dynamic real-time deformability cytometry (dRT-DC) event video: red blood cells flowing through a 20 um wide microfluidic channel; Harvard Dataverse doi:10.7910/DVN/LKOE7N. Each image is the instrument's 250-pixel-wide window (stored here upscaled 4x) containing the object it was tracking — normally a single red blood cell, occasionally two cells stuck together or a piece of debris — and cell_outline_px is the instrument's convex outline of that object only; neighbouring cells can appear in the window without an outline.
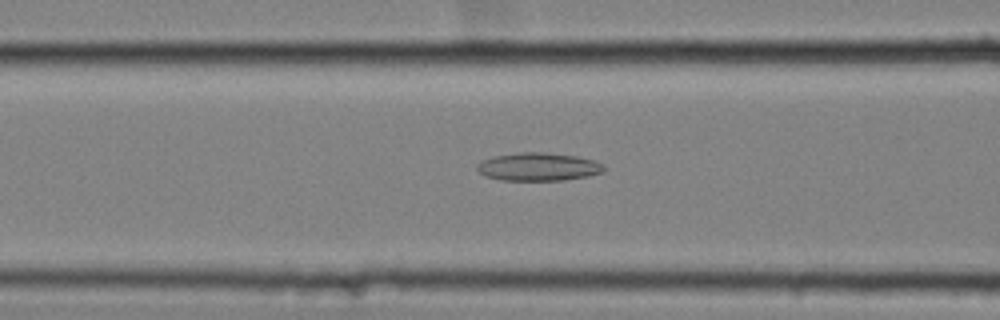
{"species": "common noctule bat (a hibernating species)", "species_latin": "Nyctalus noctula", "temperature_condition": "cold", "stored_images_in_passage": 57, "camera_frame_rate_fps": 3000, "um_per_image_px": 0.085, "animal": {"sex": "female", "body_mass_g": 25.1}, "frame": {"image": 1, "passage_image": 24, "time_ms": 7.667, "image_size_px": [1000, 320], "cell_outline_px": [[604, 172], [588, 176], [564, 180], [500, 180], [488, 176], [480, 172], [476, 168], [476, 164], [492, 156], [520, 152], [544, 152], [576, 156], [596, 160], [604, 164]], "centroid_in_image_um": [45.79, 14.17], "position_along_channel_um": 120.8, "area_um2": 20.81}}
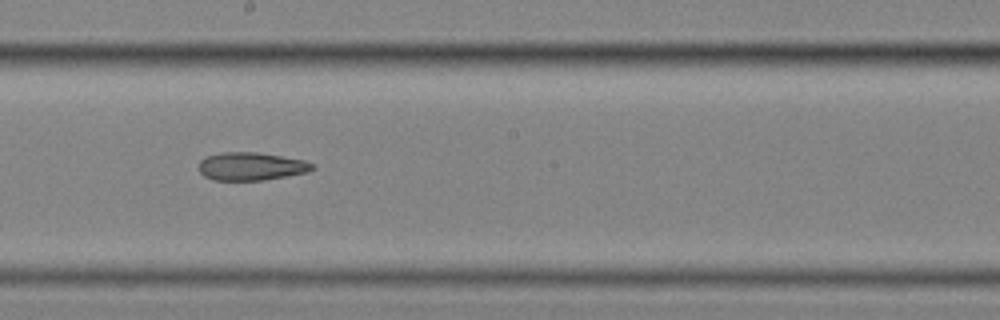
{"frame": {"image": 2, "passage_image": 33, "time_ms": 10.667, "image_size_px": [1000, 320], "cell_outline_px": [[316, 168], [308, 172], [288, 176], [264, 180], [212, 180], [204, 176], [196, 168], [200, 160], [204, 156], [220, 152], [256, 152], [304, 160], [316, 164]], "centroid_in_image_um": [21.32, 14.14], "position_along_channel_um": 226.9, "area_um2": 18.9}}
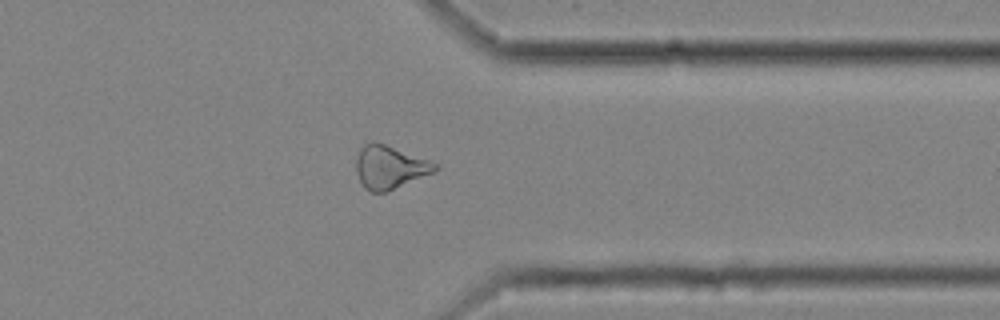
{"frame": {"image": 3, "passage_image": 46, "time_ms": 15.0, "image_size_px": [1000, 320], "cell_outline_px": [[440, 168], [432, 172], [384, 192], [372, 192], [364, 188], [356, 172], [356, 160], [364, 144], [372, 140], [384, 144], [428, 160], [436, 164]], "centroid_in_image_um": [33.08, 14.2], "position_along_channel_um": 378.3, "area_um2": 19.19}, "authors_computed_cell_mechanics": {"area_um2": 21.5594, "velocity_mm_per_s": 3.5369, "shape_relaxation_time_tau1_ms": null, "shape_relaxation_time_tau2_ms": 4.9622, "deformation_change_tau1": null, "deformation_change_tau2": 0.1306}}